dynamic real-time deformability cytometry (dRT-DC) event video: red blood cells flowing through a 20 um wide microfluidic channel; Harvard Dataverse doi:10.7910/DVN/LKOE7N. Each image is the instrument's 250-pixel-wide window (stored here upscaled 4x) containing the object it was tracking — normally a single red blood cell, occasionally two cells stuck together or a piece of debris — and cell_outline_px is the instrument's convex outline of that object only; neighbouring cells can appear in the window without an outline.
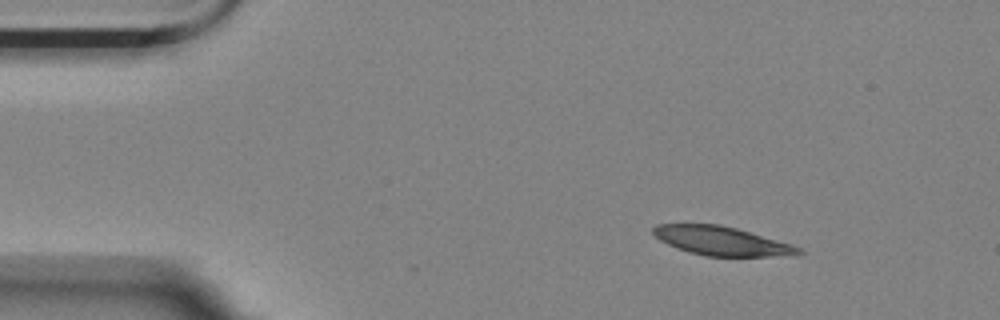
{"species": "Egyptian fruit bat (a non-hibernating species)", "species_latin": "Rousettus aegyptiacus", "temperature_condition": "room temperature", "stored_images_in_passage": 49, "camera_frame_rate_fps": 3000, "um_per_image_px": 0.085, "animal": {"sex": "female"}, "frame": {"image": 1, "passage_image": 1, "time_ms": 0.0, "image_size_px": [1000, 320], "cell_outline_px": [[804, 252], [796, 256], [704, 256], [688, 252], [668, 244], [660, 240], [652, 232], [652, 228], [656, 224], [720, 224], [736, 228], [792, 244], [800, 248]], "centroid_in_image_um": [61.36, 20.48], "position_along_channel_um": 23.6, "area_um2": 24.51}}
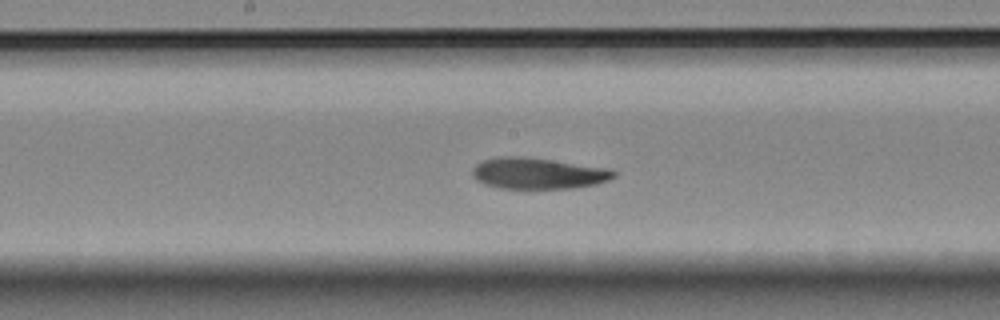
{"frame": {"image": 2, "passage_image": 22, "time_ms": 7.0, "image_size_px": [1000, 320], "cell_outline_px": [[616, 176], [608, 180], [596, 184], [572, 188], [500, 188], [484, 184], [476, 180], [472, 176], [472, 168], [476, 164], [484, 160], [496, 156], [520, 156], [552, 160], [612, 168], [616, 172]], "centroid_in_image_um": [45.73, 14.72], "position_along_channel_um": 202.5, "area_um2": 25.84}}
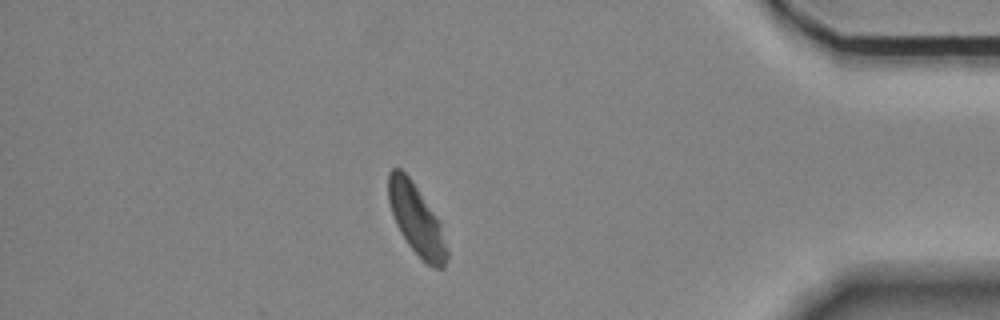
{"frame": {"image": 3, "passage_image": 42, "time_ms": 13.667, "image_size_px": [1000, 320], "cell_outline_px": [[448, 256], [444, 268], [436, 268], [428, 264], [408, 244], [400, 232], [396, 224], [388, 200], [388, 172], [392, 168], [400, 168], [412, 180], [440, 224], [448, 252]], "centroid_in_image_um": [35.37, 18.65], "position_along_channel_um": 399.8, "area_um2": 23.41}, "authors_computed_cell_mechanics": {"area_um2": 26.1256, "velocity_mm_per_s": 3.5222, "shape_relaxation_time_tau1_ms": 4.8823, "shape_relaxation_time_tau2_ms": 9.7381, "deformation_change_tau1": 0.143, "deformation_change_tau2": 0.1444}}